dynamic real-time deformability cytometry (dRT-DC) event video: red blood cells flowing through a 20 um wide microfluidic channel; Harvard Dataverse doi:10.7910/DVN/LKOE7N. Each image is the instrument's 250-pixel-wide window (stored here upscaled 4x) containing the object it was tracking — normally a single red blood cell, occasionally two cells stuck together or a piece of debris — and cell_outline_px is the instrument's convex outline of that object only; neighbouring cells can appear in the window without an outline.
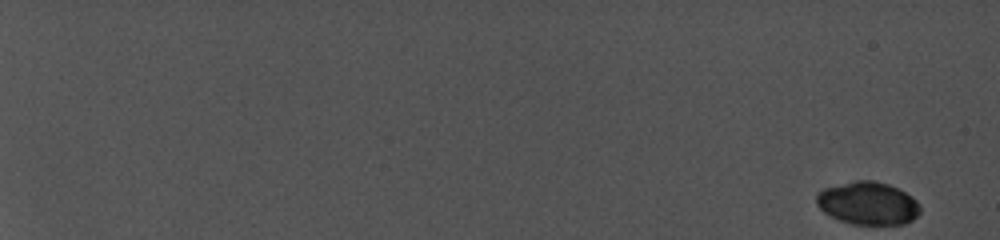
{"species": "common noctule bat (a hibernating species)", "species_latin": "Nyctalus noctula", "temperature_condition": "cold", "stored_images_in_passage": 20, "camera_frame_rate_fps": 5000, "um_per_image_px": 0.085, "animal": {"sex": "female", "body_mass_g": 19.0, "forearm_length_mm": 56.7}, "frame": {"image": 1, "passage_image": 1, "time_ms": 0.0, "image_size_px": [1000, 240], "cell_outline_px": [[920, 212], [912, 220], [904, 224], [852, 224], [840, 220], [824, 212], [816, 204], [816, 192], [824, 188], [856, 180], [868, 180], [888, 184], [904, 192], [916, 200], [920, 208]], "centroid_in_image_um": [73.75, 17.28], "position_along_channel_um": 11.3, "area_um2": 25.66}}
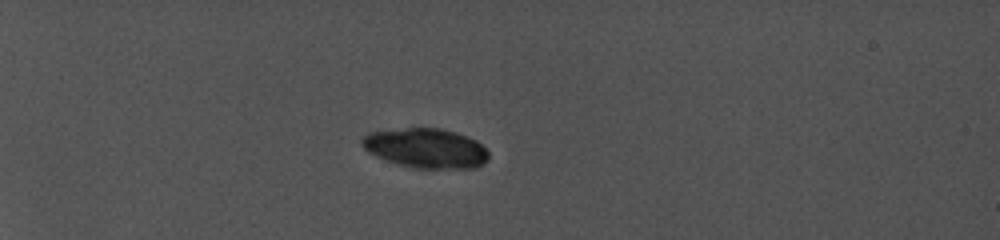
{"frame": {"image": 2, "passage_image": 15, "time_ms": 6.4, "image_size_px": [1000, 240], "cell_outline_px": [[488, 160], [476, 168], [412, 168], [396, 164], [376, 156], [368, 152], [360, 144], [360, 140], [368, 132], [408, 128], [440, 128], [456, 132], [476, 140], [488, 152]], "centroid_in_image_um": [36.18, 12.6], "position_along_channel_um": 48.8, "area_um2": 29.3}}